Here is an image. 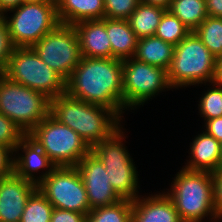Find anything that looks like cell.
I'll return each mask as SVG.
<instances>
[{
    "instance_id": "obj_1",
    "label": "cell",
    "mask_w": 222,
    "mask_h": 222,
    "mask_svg": "<svg viewBox=\"0 0 222 222\" xmlns=\"http://www.w3.org/2000/svg\"><path fill=\"white\" fill-rule=\"evenodd\" d=\"M66 93L123 117V69L118 58L82 57L66 81Z\"/></svg>"
},
{
    "instance_id": "obj_39",
    "label": "cell",
    "mask_w": 222,
    "mask_h": 222,
    "mask_svg": "<svg viewBox=\"0 0 222 222\" xmlns=\"http://www.w3.org/2000/svg\"><path fill=\"white\" fill-rule=\"evenodd\" d=\"M139 1L140 3L143 4L159 6L168 10L172 0H139Z\"/></svg>"
},
{
    "instance_id": "obj_4",
    "label": "cell",
    "mask_w": 222,
    "mask_h": 222,
    "mask_svg": "<svg viewBox=\"0 0 222 222\" xmlns=\"http://www.w3.org/2000/svg\"><path fill=\"white\" fill-rule=\"evenodd\" d=\"M215 64L216 57L191 31L174 47L171 66L167 71L169 83L173 89L210 84L213 82Z\"/></svg>"
},
{
    "instance_id": "obj_35",
    "label": "cell",
    "mask_w": 222,
    "mask_h": 222,
    "mask_svg": "<svg viewBox=\"0 0 222 222\" xmlns=\"http://www.w3.org/2000/svg\"><path fill=\"white\" fill-rule=\"evenodd\" d=\"M204 127L208 135L214 137L219 143L222 142V116L207 120Z\"/></svg>"
},
{
    "instance_id": "obj_29",
    "label": "cell",
    "mask_w": 222,
    "mask_h": 222,
    "mask_svg": "<svg viewBox=\"0 0 222 222\" xmlns=\"http://www.w3.org/2000/svg\"><path fill=\"white\" fill-rule=\"evenodd\" d=\"M26 135L18 125L0 113V145L10 148L14 152L15 147Z\"/></svg>"
},
{
    "instance_id": "obj_24",
    "label": "cell",
    "mask_w": 222,
    "mask_h": 222,
    "mask_svg": "<svg viewBox=\"0 0 222 222\" xmlns=\"http://www.w3.org/2000/svg\"><path fill=\"white\" fill-rule=\"evenodd\" d=\"M132 201L122 199L115 204L91 209L85 222H131Z\"/></svg>"
},
{
    "instance_id": "obj_18",
    "label": "cell",
    "mask_w": 222,
    "mask_h": 222,
    "mask_svg": "<svg viewBox=\"0 0 222 222\" xmlns=\"http://www.w3.org/2000/svg\"><path fill=\"white\" fill-rule=\"evenodd\" d=\"M190 161L183 167L191 171L215 172L220 168V143L205 131L194 137L190 145Z\"/></svg>"
},
{
    "instance_id": "obj_40",
    "label": "cell",
    "mask_w": 222,
    "mask_h": 222,
    "mask_svg": "<svg viewBox=\"0 0 222 222\" xmlns=\"http://www.w3.org/2000/svg\"><path fill=\"white\" fill-rule=\"evenodd\" d=\"M24 2H29V3H43V2H56V0H24Z\"/></svg>"
},
{
    "instance_id": "obj_20",
    "label": "cell",
    "mask_w": 222,
    "mask_h": 222,
    "mask_svg": "<svg viewBox=\"0 0 222 222\" xmlns=\"http://www.w3.org/2000/svg\"><path fill=\"white\" fill-rule=\"evenodd\" d=\"M107 36L111 43L112 58H132L138 45V37L128 20L104 18Z\"/></svg>"
},
{
    "instance_id": "obj_33",
    "label": "cell",
    "mask_w": 222,
    "mask_h": 222,
    "mask_svg": "<svg viewBox=\"0 0 222 222\" xmlns=\"http://www.w3.org/2000/svg\"><path fill=\"white\" fill-rule=\"evenodd\" d=\"M86 216L75 211L53 208L50 222H85Z\"/></svg>"
},
{
    "instance_id": "obj_25",
    "label": "cell",
    "mask_w": 222,
    "mask_h": 222,
    "mask_svg": "<svg viewBox=\"0 0 222 222\" xmlns=\"http://www.w3.org/2000/svg\"><path fill=\"white\" fill-rule=\"evenodd\" d=\"M194 32L216 58L222 55V17L208 16Z\"/></svg>"
},
{
    "instance_id": "obj_21",
    "label": "cell",
    "mask_w": 222,
    "mask_h": 222,
    "mask_svg": "<svg viewBox=\"0 0 222 222\" xmlns=\"http://www.w3.org/2000/svg\"><path fill=\"white\" fill-rule=\"evenodd\" d=\"M174 45L154 36L138 39L133 58L168 71L174 54Z\"/></svg>"
},
{
    "instance_id": "obj_7",
    "label": "cell",
    "mask_w": 222,
    "mask_h": 222,
    "mask_svg": "<svg viewBox=\"0 0 222 222\" xmlns=\"http://www.w3.org/2000/svg\"><path fill=\"white\" fill-rule=\"evenodd\" d=\"M27 135L39 145L56 167L76 166L91 151L85 140L50 114Z\"/></svg>"
},
{
    "instance_id": "obj_19",
    "label": "cell",
    "mask_w": 222,
    "mask_h": 222,
    "mask_svg": "<svg viewBox=\"0 0 222 222\" xmlns=\"http://www.w3.org/2000/svg\"><path fill=\"white\" fill-rule=\"evenodd\" d=\"M56 6L61 24L105 18L104 0H56Z\"/></svg>"
},
{
    "instance_id": "obj_16",
    "label": "cell",
    "mask_w": 222,
    "mask_h": 222,
    "mask_svg": "<svg viewBox=\"0 0 222 222\" xmlns=\"http://www.w3.org/2000/svg\"><path fill=\"white\" fill-rule=\"evenodd\" d=\"M73 26L78 34L82 57L112 58L104 18L80 21Z\"/></svg>"
},
{
    "instance_id": "obj_15",
    "label": "cell",
    "mask_w": 222,
    "mask_h": 222,
    "mask_svg": "<svg viewBox=\"0 0 222 222\" xmlns=\"http://www.w3.org/2000/svg\"><path fill=\"white\" fill-rule=\"evenodd\" d=\"M19 150L22 151L24 155L18 153L17 157L16 154L15 157H13V172L23 179L37 185L56 168V165L50 160L47 154L28 135L15 147L14 152L17 153ZM41 169H44L45 172L43 171L39 177H36L34 174Z\"/></svg>"
},
{
    "instance_id": "obj_5",
    "label": "cell",
    "mask_w": 222,
    "mask_h": 222,
    "mask_svg": "<svg viewBox=\"0 0 222 222\" xmlns=\"http://www.w3.org/2000/svg\"><path fill=\"white\" fill-rule=\"evenodd\" d=\"M2 75L50 100L66 93V81L43 62L32 47H15Z\"/></svg>"
},
{
    "instance_id": "obj_30",
    "label": "cell",
    "mask_w": 222,
    "mask_h": 222,
    "mask_svg": "<svg viewBox=\"0 0 222 222\" xmlns=\"http://www.w3.org/2000/svg\"><path fill=\"white\" fill-rule=\"evenodd\" d=\"M139 0H104L105 18L128 20Z\"/></svg>"
},
{
    "instance_id": "obj_17",
    "label": "cell",
    "mask_w": 222,
    "mask_h": 222,
    "mask_svg": "<svg viewBox=\"0 0 222 222\" xmlns=\"http://www.w3.org/2000/svg\"><path fill=\"white\" fill-rule=\"evenodd\" d=\"M131 222H182L165 192L132 201Z\"/></svg>"
},
{
    "instance_id": "obj_27",
    "label": "cell",
    "mask_w": 222,
    "mask_h": 222,
    "mask_svg": "<svg viewBox=\"0 0 222 222\" xmlns=\"http://www.w3.org/2000/svg\"><path fill=\"white\" fill-rule=\"evenodd\" d=\"M190 32L191 30L178 17L166 10L157 27L155 36L175 46Z\"/></svg>"
},
{
    "instance_id": "obj_41",
    "label": "cell",
    "mask_w": 222,
    "mask_h": 222,
    "mask_svg": "<svg viewBox=\"0 0 222 222\" xmlns=\"http://www.w3.org/2000/svg\"><path fill=\"white\" fill-rule=\"evenodd\" d=\"M220 167H222V142L220 143Z\"/></svg>"
},
{
    "instance_id": "obj_11",
    "label": "cell",
    "mask_w": 222,
    "mask_h": 222,
    "mask_svg": "<svg viewBox=\"0 0 222 222\" xmlns=\"http://www.w3.org/2000/svg\"><path fill=\"white\" fill-rule=\"evenodd\" d=\"M32 48L40 59L65 81L69 79L82 58L78 34L73 25L60 23Z\"/></svg>"
},
{
    "instance_id": "obj_23",
    "label": "cell",
    "mask_w": 222,
    "mask_h": 222,
    "mask_svg": "<svg viewBox=\"0 0 222 222\" xmlns=\"http://www.w3.org/2000/svg\"><path fill=\"white\" fill-rule=\"evenodd\" d=\"M168 10L191 31L208 17L205 0H172Z\"/></svg>"
},
{
    "instance_id": "obj_10",
    "label": "cell",
    "mask_w": 222,
    "mask_h": 222,
    "mask_svg": "<svg viewBox=\"0 0 222 222\" xmlns=\"http://www.w3.org/2000/svg\"><path fill=\"white\" fill-rule=\"evenodd\" d=\"M123 69V106L134 110L152 100L159 92L172 89L167 71L135 58L122 60Z\"/></svg>"
},
{
    "instance_id": "obj_2",
    "label": "cell",
    "mask_w": 222,
    "mask_h": 222,
    "mask_svg": "<svg viewBox=\"0 0 222 222\" xmlns=\"http://www.w3.org/2000/svg\"><path fill=\"white\" fill-rule=\"evenodd\" d=\"M49 114L75 131L90 147L111 136L123 120L114 110L89 104L67 93L50 100Z\"/></svg>"
},
{
    "instance_id": "obj_38",
    "label": "cell",
    "mask_w": 222,
    "mask_h": 222,
    "mask_svg": "<svg viewBox=\"0 0 222 222\" xmlns=\"http://www.w3.org/2000/svg\"><path fill=\"white\" fill-rule=\"evenodd\" d=\"M222 85V55L216 58L213 82Z\"/></svg>"
},
{
    "instance_id": "obj_6",
    "label": "cell",
    "mask_w": 222,
    "mask_h": 222,
    "mask_svg": "<svg viewBox=\"0 0 222 222\" xmlns=\"http://www.w3.org/2000/svg\"><path fill=\"white\" fill-rule=\"evenodd\" d=\"M120 127L111 136L91 147L104 165L112 188L121 199L134 201L138 195V171L124 146V129Z\"/></svg>"
},
{
    "instance_id": "obj_32",
    "label": "cell",
    "mask_w": 222,
    "mask_h": 222,
    "mask_svg": "<svg viewBox=\"0 0 222 222\" xmlns=\"http://www.w3.org/2000/svg\"><path fill=\"white\" fill-rule=\"evenodd\" d=\"M213 181V205L218 219H222V167L212 173Z\"/></svg>"
},
{
    "instance_id": "obj_22",
    "label": "cell",
    "mask_w": 222,
    "mask_h": 222,
    "mask_svg": "<svg viewBox=\"0 0 222 222\" xmlns=\"http://www.w3.org/2000/svg\"><path fill=\"white\" fill-rule=\"evenodd\" d=\"M166 9L139 3L128 21L138 39L154 36Z\"/></svg>"
},
{
    "instance_id": "obj_8",
    "label": "cell",
    "mask_w": 222,
    "mask_h": 222,
    "mask_svg": "<svg viewBox=\"0 0 222 222\" xmlns=\"http://www.w3.org/2000/svg\"><path fill=\"white\" fill-rule=\"evenodd\" d=\"M50 99L0 74V113L28 134L49 115Z\"/></svg>"
},
{
    "instance_id": "obj_26",
    "label": "cell",
    "mask_w": 222,
    "mask_h": 222,
    "mask_svg": "<svg viewBox=\"0 0 222 222\" xmlns=\"http://www.w3.org/2000/svg\"><path fill=\"white\" fill-rule=\"evenodd\" d=\"M53 208L37 188L28 198L20 222H50Z\"/></svg>"
},
{
    "instance_id": "obj_28",
    "label": "cell",
    "mask_w": 222,
    "mask_h": 222,
    "mask_svg": "<svg viewBox=\"0 0 222 222\" xmlns=\"http://www.w3.org/2000/svg\"><path fill=\"white\" fill-rule=\"evenodd\" d=\"M210 85L213 87L203 94L198 104L199 113L204 121L222 116V85Z\"/></svg>"
},
{
    "instance_id": "obj_31",
    "label": "cell",
    "mask_w": 222,
    "mask_h": 222,
    "mask_svg": "<svg viewBox=\"0 0 222 222\" xmlns=\"http://www.w3.org/2000/svg\"><path fill=\"white\" fill-rule=\"evenodd\" d=\"M15 46L12 42L10 32L6 20L0 15V74H2L7 66Z\"/></svg>"
},
{
    "instance_id": "obj_3",
    "label": "cell",
    "mask_w": 222,
    "mask_h": 222,
    "mask_svg": "<svg viewBox=\"0 0 222 222\" xmlns=\"http://www.w3.org/2000/svg\"><path fill=\"white\" fill-rule=\"evenodd\" d=\"M172 182L166 193L182 222H202L208 215L211 221L214 219L218 222L213 205L211 172L191 171L182 167Z\"/></svg>"
},
{
    "instance_id": "obj_14",
    "label": "cell",
    "mask_w": 222,
    "mask_h": 222,
    "mask_svg": "<svg viewBox=\"0 0 222 222\" xmlns=\"http://www.w3.org/2000/svg\"><path fill=\"white\" fill-rule=\"evenodd\" d=\"M37 185L14 172L0 178V222H20L30 195Z\"/></svg>"
},
{
    "instance_id": "obj_12",
    "label": "cell",
    "mask_w": 222,
    "mask_h": 222,
    "mask_svg": "<svg viewBox=\"0 0 222 222\" xmlns=\"http://www.w3.org/2000/svg\"><path fill=\"white\" fill-rule=\"evenodd\" d=\"M37 188L54 208L85 215L90 211L87 192L76 166L56 167Z\"/></svg>"
},
{
    "instance_id": "obj_36",
    "label": "cell",
    "mask_w": 222,
    "mask_h": 222,
    "mask_svg": "<svg viewBox=\"0 0 222 222\" xmlns=\"http://www.w3.org/2000/svg\"><path fill=\"white\" fill-rule=\"evenodd\" d=\"M208 16L222 17V0H205Z\"/></svg>"
},
{
    "instance_id": "obj_13",
    "label": "cell",
    "mask_w": 222,
    "mask_h": 222,
    "mask_svg": "<svg viewBox=\"0 0 222 222\" xmlns=\"http://www.w3.org/2000/svg\"><path fill=\"white\" fill-rule=\"evenodd\" d=\"M76 168L83 180L90 210L122 200L112 188L104 165L92 151L79 161Z\"/></svg>"
},
{
    "instance_id": "obj_37",
    "label": "cell",
    "mask_w": 222,
    "mask_h": 222,
    "mask_svg": "<svg viewBox=\"0 0 222 222\" xmlns=\"http://www.w3.org/2000/svg\"><path fill=\"white\" fill-rule=\"evenodd\" d=\"M24 0H0V15H5L9 10L19 7Z\"/></svg>"
},
{
    "instance_id": "obj_34",
    "label": "cell",
    "mask_w": 222,
    "mask_h": 222,
    "mask_svg": "<svg viewBox=\"0 0 222 222\" xmlns=\"http://www.w3.org/2000/svg\"><path fill=\"white\" fill-rule=\"evenodd\" d=\"M15 154L10 148L0 145V178L13 173V158Z\"/></svg>"
},
{
    "instance_id": "obj_9",
    "label": "cell",
    "mask_w": 222,
    "mask_h": 222,
    "mask_svg": "<svg viewBox=\"0 0 222 222\" xmlns=\"http://www.w3.org/2000/svg\"><path fill=\"white\" fill-rule=\"evenodd\" d=\"M9 11L13 13L11 17L3 18L15 47H32L60 24L56 2H24Z\"/></svg>"
}]
</instances>
